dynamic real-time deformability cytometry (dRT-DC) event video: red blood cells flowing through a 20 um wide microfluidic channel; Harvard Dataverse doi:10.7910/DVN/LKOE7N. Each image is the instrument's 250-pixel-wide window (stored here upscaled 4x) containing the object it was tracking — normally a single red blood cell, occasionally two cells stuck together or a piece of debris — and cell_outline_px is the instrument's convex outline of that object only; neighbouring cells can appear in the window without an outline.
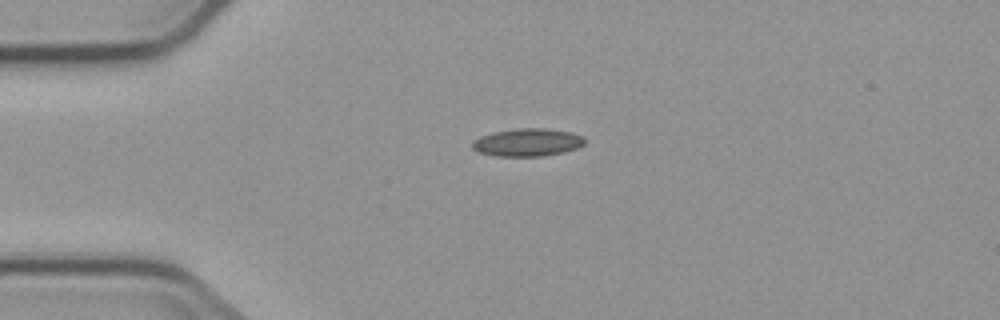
{"species": "common noctule bat (a hibernating species)", "species_latin": "Nyctalus noctula", "temperature_condition": "cold", "stored_images_in_passage": 3, "camera_frame_rate_fps": 3000, "um_per_image_px": 0.085, "animal": {"sex": "male", "body_mass_g": 23.1, "forearm_length_mm": 52.7}, "frame": {"image": 1, "passage_image": 1, "time_ms": 0.0, "image_size_px": [1000, 320], "cell_outline_px": [[584, 144], [576, 148], [564, 152], [544, 156], [496, 156], [480, 152], [472, 148], [472, 140], [480, 136], [492, 132], [516, 128], [544, 128], [572, 132], [584, 136]], "centroid_in_image_um": [44.83, 12.09], "position_along_channel_um": 40.2, "area_um2": 18.32}}
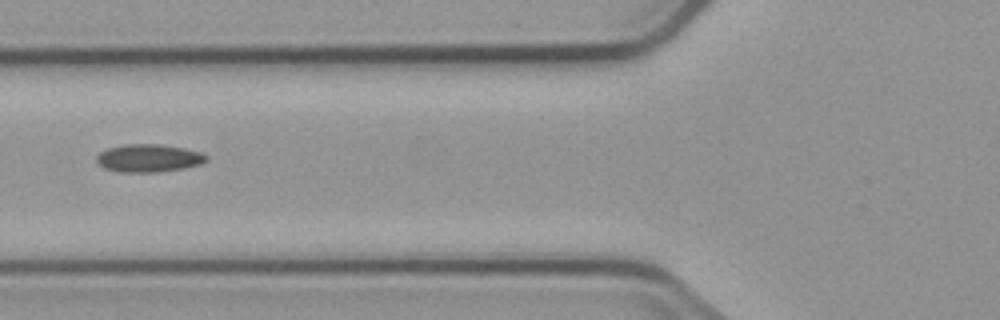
{"frame": {"image": 2, "passage_image": 3, "time_ms": 2.667, "image_size_px": [1000, 320], "cell_outline_px": [[208, 160], [200, 164], [184, 168], [156, 172], [120, 172], [104, 168], [96, 160], [96, 156], [100, 152], [108, 148], [124, 144], [160, 144], [184, 148], [204, 152], [208, 156]], "centroid_in_image_um": [12.67, 13.43], "position_along_channel_um": 113.1, "area_um2": 17.92}}